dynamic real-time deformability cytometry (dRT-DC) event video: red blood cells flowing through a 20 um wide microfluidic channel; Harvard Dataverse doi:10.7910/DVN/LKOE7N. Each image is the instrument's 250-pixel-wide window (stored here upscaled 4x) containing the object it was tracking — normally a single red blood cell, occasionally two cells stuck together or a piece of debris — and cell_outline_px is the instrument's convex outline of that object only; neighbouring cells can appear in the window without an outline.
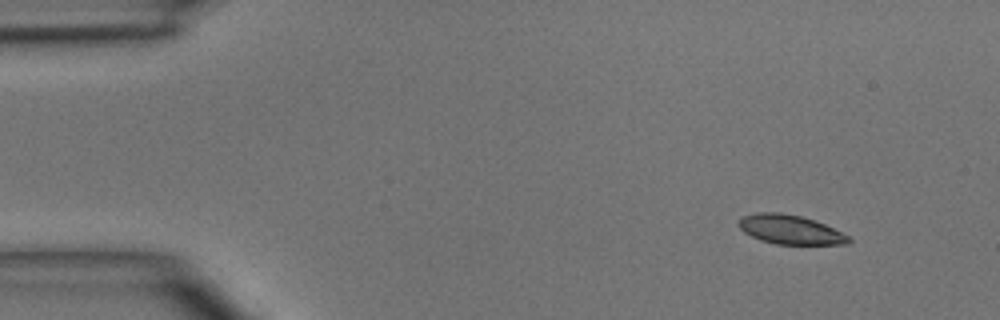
{"species": "common noctule bat (a hibernating species)", "species_latin": "Nyctalus noctula", "temperature_condition": "room temperature", "stored_images_in_passage": 4, "camera_frame_rate_fps": 3000, "um_per_image_px": 0.085, "animal": {"sex": "male", "body_mass_g": 15.6}, "frame": {"image": 1, "passage_image": 1, "time_ms": 0.0, "image_size_px": [1000, 320], "cell_outline_px": [[852, 240], [848, 244], [776, 244], [760, 240], [744, 232], [736, 224], [744, 216], [756, 212], [780, 212], [800, 216], [824, 224], [848, 236]], "centroid_in_image_um": [67.13, 19.51], "position_along_channel_um": 17.9, "area_um2": 18.5}}
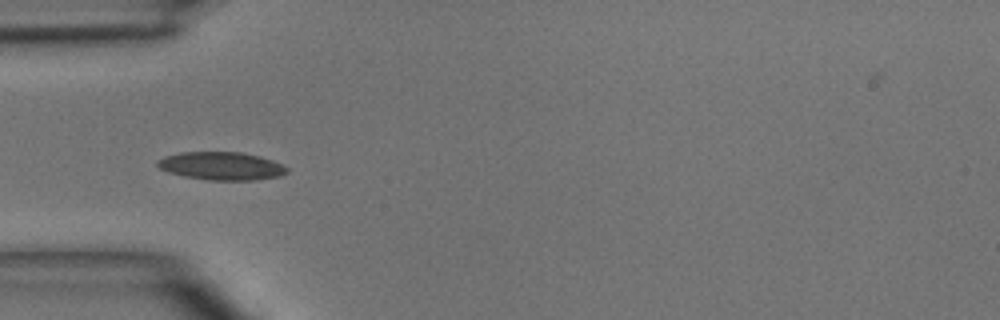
{"frame": {"image": 2, "passage_image": 3, "time_ms": 3.333, "image_size_px": [1000, 320], "cell_outline_px": [[288, 172], [280, 176], [256, 180], [208, 180], [184, 176], [168, 172], [160, 168], [156, 164], [156, 160], [164, 156], [180, 152], [240, 152], [260, 156], [272, 160], [288, 168]], "centroid_in_image_um": [18.8, 14.1], "position_along_channel_um": 66.2, "area_um2": 21.21}}
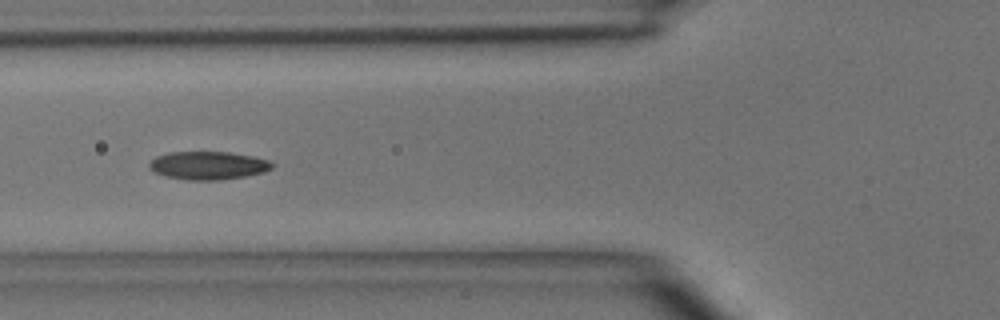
{"frame": {"image": 3, "passage_image": 4, "time_ms": 4.333, "image_size_px": [1000, 320], "cell_outline_px": [[272, 168], [264, 172], [244, 176], [220, 180], [188, 180], [164, 176], [148, 168], [148, 164], [156, 156], [168, 152], [228, 152], [252, 156], [268, 160], [272, 164]], "centroid_in_image_um": [17.65, 14.06], "position_along_channel_um": 108.1, "area_um2": 20.06}}